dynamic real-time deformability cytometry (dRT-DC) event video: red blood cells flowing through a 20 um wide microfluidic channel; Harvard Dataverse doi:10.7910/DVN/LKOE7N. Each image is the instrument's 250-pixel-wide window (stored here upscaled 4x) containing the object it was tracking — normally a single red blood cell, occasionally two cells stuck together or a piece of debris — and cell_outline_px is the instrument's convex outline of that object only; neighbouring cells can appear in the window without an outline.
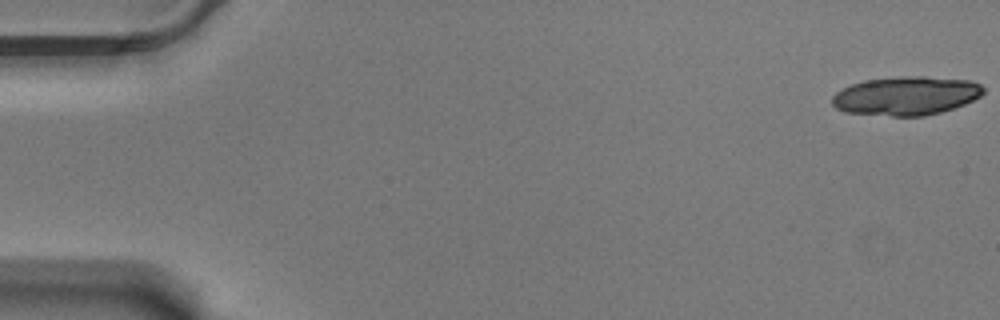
{"species": "Egyptian fruit bat (a non-hibernating species)", "species_latin": "Rousettus aegyptiacus", "temperature_condition": "warm", "stored_images_in_passage": 21, "camera_frame_rate_fps": 3000, "um_per_image_px": 0.085, "animal": {"sex": "male"}, "frame": {"image": 1, "passage_image": 1, "time_ms": 0.0, "image_size_px": [1000, 320], "cell_outline_px": [[984, 92], [980, 96], [964, 104], [940, 112], [924, 116], [892, 116], [844, 112], [836, 108], [832, 104], [832, 96], [836, 92], [852, 84], [864, 80], [900, 76], [924, 76], [972, 80], [980, 84], [984, 88]], "centroid_in_image_um": [77.02, 8.13], "position_along_channel_um": 8.0, "area_um2": 34.22}}